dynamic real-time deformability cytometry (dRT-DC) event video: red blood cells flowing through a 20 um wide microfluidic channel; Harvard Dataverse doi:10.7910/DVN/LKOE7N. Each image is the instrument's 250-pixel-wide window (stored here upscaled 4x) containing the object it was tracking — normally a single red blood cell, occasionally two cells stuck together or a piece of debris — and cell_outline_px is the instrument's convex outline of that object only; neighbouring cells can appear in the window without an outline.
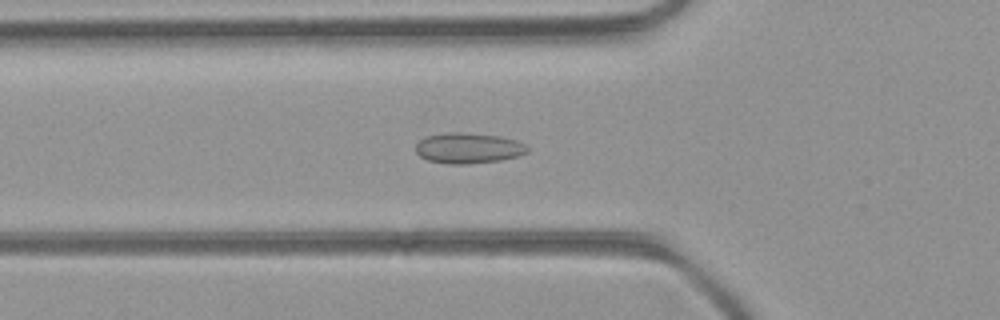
{"species": "common noctule bat (a hibernating species)", "species_latin": "Nyctalus noctula", "temperature_condition": "room temperature", "stored_images_in_passage": 43, "camera_frame_rate_fps": 3000, "um_per_image_px": 0.085, "animal": {"sex": "female", "body_mass_g": 21.9}, "frame": {"image": 1, "passage_image": 11, "time_ms": 3.333, "image_size_px": [1000, 320], "cell_outline_px": [[528, 152], [516, 156], [500, 160], [468, 164], [448, 164], [428, 160], [420, 156], [416, 152], [416, 144], [424, 136], [448, 132], [460, 132], [500, 136], [516, 140], [524, 144], [528, 148]], "centroid_in_image_um": [39.78, 12.58], "position_along_channel_um": 86.0, "area_um2": 19.88}}
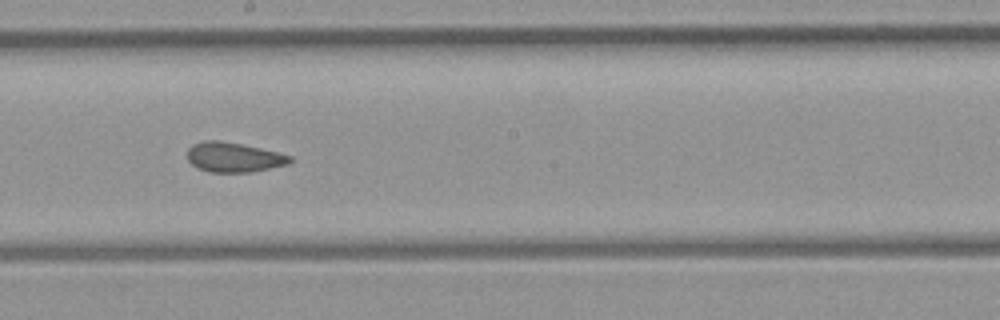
{"frame": {"image": 2, "passage_image": 21, "time_ms": 6.667, "image_size_px": [1000, 320], "cell_outline_px": [[292, 160], [288, 164], [252, 172], [208, 172], [196, 168], [188, 160], [188, 148], [192, 144], [204, 140], [220, 140], [260, 148], [292, 156]], "centroid_in_image_um": [19.83, 13.37], "position_along_channel_um": 228.4, "area_um2": 17.8}}
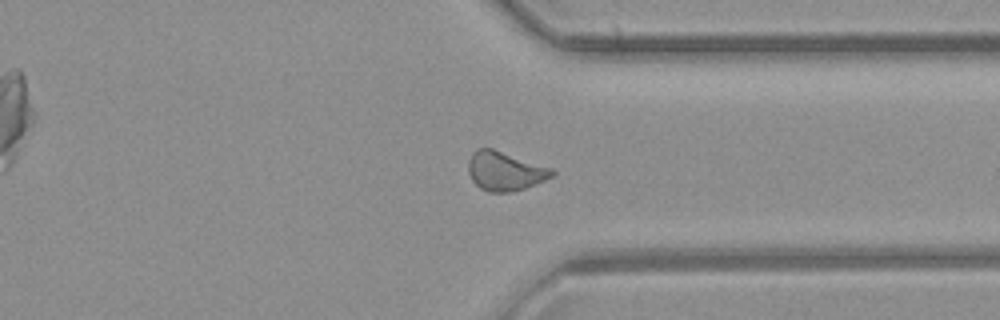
{"frame": {"image": 3, "passage_image": 31, "time_ms": 10.0, "image_size_px": [1000, 320], "cell_outline_px": [[556, 172], [552, 176], [544, 180], [524, 188], [512, 192], [488, 192], [480, 188], [472, 180], [468, 172], [468, 160], [472, 152], [476, 148], [492, 148], [552, 168]], "centroid_in_image_um": [42.89, 14.53], "position_along_channel_um": 368.5, "area_um2": 19.02}, "authors_computed_cell_mechanics": {"area_um2": 18.5538, "velocity_mm_per_s": 4.2493, "shape_relaxation_time_tau1_ms": null, "shape_relaxation_time_tau2_ms": 1.5886, "deformation_change_tau1": null, "deformation_change_tau2": 0.0779}}